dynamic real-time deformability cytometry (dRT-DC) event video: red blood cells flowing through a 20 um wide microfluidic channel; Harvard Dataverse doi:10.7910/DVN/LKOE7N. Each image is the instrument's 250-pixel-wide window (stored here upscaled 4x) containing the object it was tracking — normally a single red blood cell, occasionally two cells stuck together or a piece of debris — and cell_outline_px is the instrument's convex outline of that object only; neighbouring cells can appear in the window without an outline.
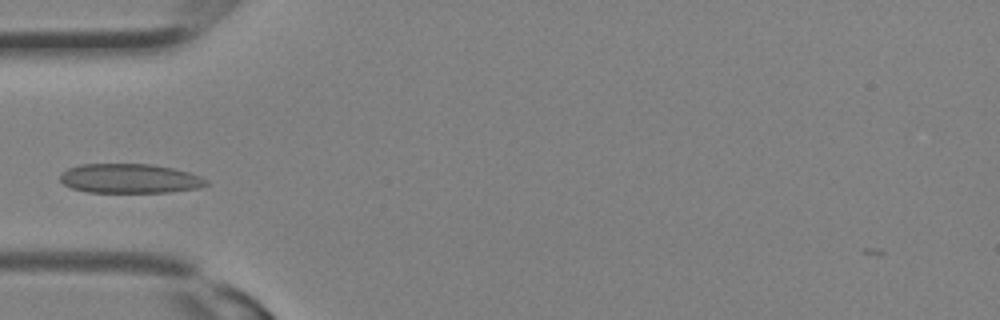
{"species": "Egyptian fruit bat (a non-hibernating species)", "species_latin": "Rousettus aegyptiacus", "temperature_condition": "room temperature", "stored_images_in_passage": 8, "camera_frame_rate_fps": 3000, "um_per_image_px": 0.085, "animal": {"sex": "female"}, "frame": {"image": 1, "passage_image": 7, "time_ms": 2.0, "image_size_px": [1000, 320], "cell_outline_px": [[208, 184], [200, 188], [168, 192], [88, 192], [72, 188], [64, 184], [60, 180], [60, 176], [68, 168], [80, 164], [152, 164], [172, 168], [188, 172], [200, 176], [208, 180]], "centroid_in_image_um": [11.05, 15.17], "position_along_channel_um": 74.0, "area_um2": 24.97}}